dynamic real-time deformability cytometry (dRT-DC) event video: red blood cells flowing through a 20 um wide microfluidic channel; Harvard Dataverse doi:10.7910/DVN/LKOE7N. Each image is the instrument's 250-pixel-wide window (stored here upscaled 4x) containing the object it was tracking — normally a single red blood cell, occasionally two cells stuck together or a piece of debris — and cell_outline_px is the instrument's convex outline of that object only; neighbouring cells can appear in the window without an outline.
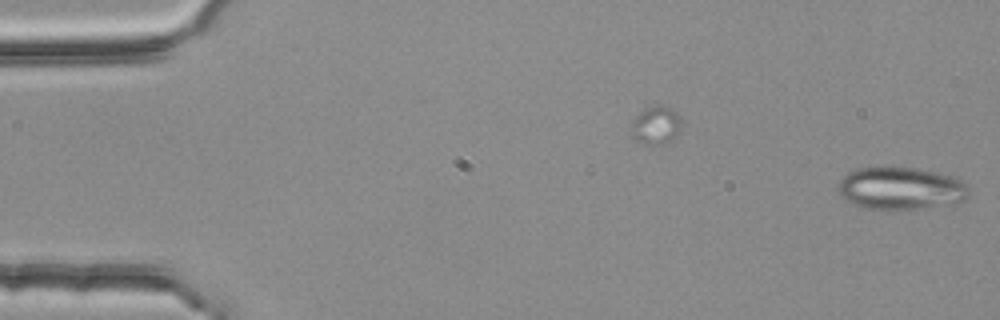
{"species": "common noctule bat (a hibernating species)", "species_latin": "Nyctalus noctula", "temperature_condition": "room temperature", "stored_images_in_passage": 7, "camera_frame_rate_fps": 3000, "um_per_image_px": 0.085, "animal": {"sex": "female", "body_mass_g": 25.1}, "frame": {"image": 1, "passage_image": 7, "time_ms": 2.0, "image_size_px": [1000, 320], "cell_outline_px": [[968, 192], [956, 204], [888, 212], [864, 208], [840, 196], [836, 188], [840, 180], [848, 172], [856, 168], [884, 164], [912, 168], [936, 172], [960, 180], [968, 188]], "centroid_in_image_um": [76.46, 16.01], "position_along_channel_um": 8.5, "area_um2": 33.23}}